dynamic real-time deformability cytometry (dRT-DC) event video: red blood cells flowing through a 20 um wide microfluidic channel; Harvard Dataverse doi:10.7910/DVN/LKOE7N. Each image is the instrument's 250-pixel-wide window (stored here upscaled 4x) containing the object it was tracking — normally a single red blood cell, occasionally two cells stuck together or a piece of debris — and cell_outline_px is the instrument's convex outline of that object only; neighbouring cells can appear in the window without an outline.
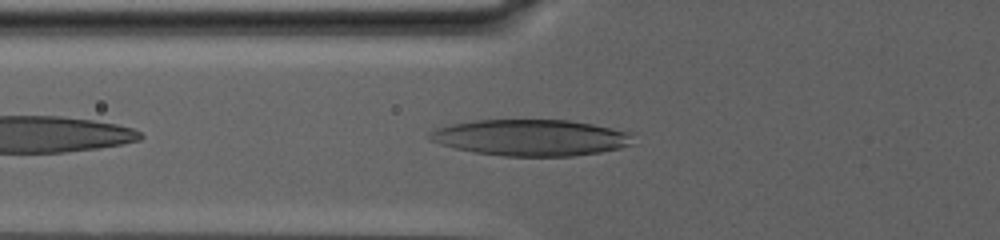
{"species": "human", "species_latin": "Homo sapiens", "temperature_condition": "warm", "stored_images_in_passage": 54, "camera_frame_rate_fps": 3000, "um_per_image_px": 0.085, "donor": {"sex": "male"}, "frame": {"image": 1, "passage_image": 6, "time_ms": 1.667, "image_size_px": [1000, 240], "cell_outline_px": [[636, 132], [632, 144], [620, 148], [600, 152], [572, 156], [504, 156], [472, 152], [440, 144], [428, 140], [424, 136], [428, 132], [436, 128], [448, 124], [472, 120], [568, 120], [592, 124]], "centroid_in_image_um": [45.11, 11.69], "position_along_channel_um": 80.7, "area_um2": 43.7}}
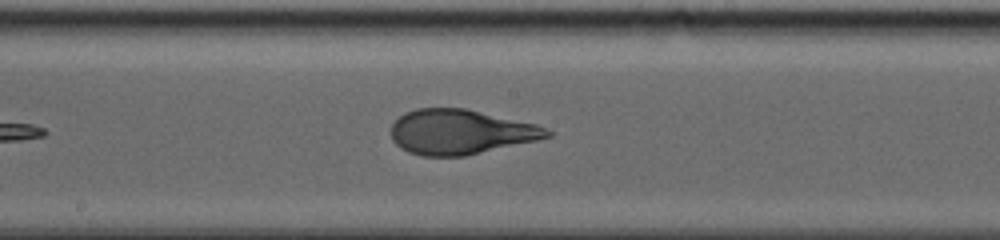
{"frame": {"image": 2, "passage_image": 22, "time_ms": 7.0, "image_size_px": [1000, 240], "cell_outline_px": [[552, 136], [536, 140], [464, 156], [420, 156], [408, 152], [400, 148], [392, 140], [392, 124], [404, 112], [416, 108], [464, 108], [536, 124], [548, 128], [552, 132]], "centroid_in_image_um": [39.12, 11.21], "position_along_channel_um": 209.1, "area_um2": 40.63}}
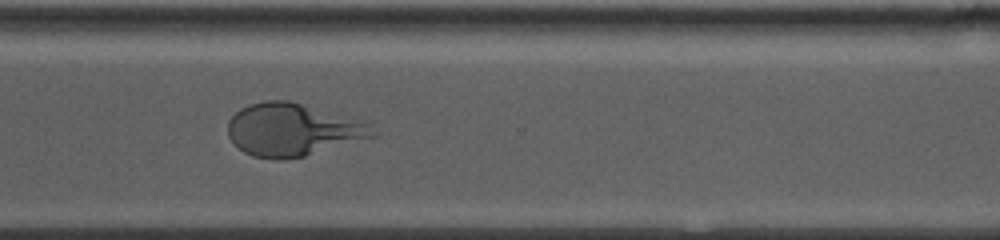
{"frame": {"image": 3, "passage_image": 39, "time_ms": 12.667, "image_size_px": [1000, 240], "cell_outline_px": [[376, 136], [304, 156], [280, 160], [276, 160], [252, 156], [244, 152], [228, 136], [228, 120], [240, 108], [248, 104], [264, 100], [288, 100], [364, 120], [376, 132]], "centroid_in_image_um": [24.87, 11.02], "position_along_channel_um": 345.7, "area_um2": 44.45}, "authors_computed_cell_mechanics": {"area_um2": 41.905, "velocity_mm_per_s": 2.4202, "shape_relaxation_time_tau1_ms": 6.2957, "shape_relaxation_time_tau2_ms": 1.4069, "deformation_change_tau1": 0.2157, "deformation_change_tau2": 0.0847}}